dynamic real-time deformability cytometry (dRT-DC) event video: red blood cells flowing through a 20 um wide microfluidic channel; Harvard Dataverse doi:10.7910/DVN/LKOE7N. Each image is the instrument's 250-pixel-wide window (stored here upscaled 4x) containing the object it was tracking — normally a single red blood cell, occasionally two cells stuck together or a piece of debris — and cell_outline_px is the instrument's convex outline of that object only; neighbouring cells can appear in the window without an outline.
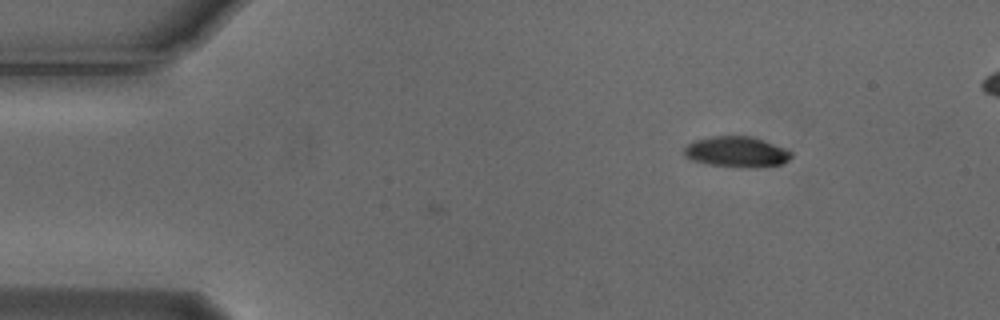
{"species": "Egyptian fruit bat (a non-hibernating species)", "species_latin": "Rousettus aegyptiacus", "temperature_condition": "cold", "stored_images_in_passage": 4, "camera_frame_rate_fps": 3000, "um_per_image_px": 0.085, "animal": {"sex": "male"}, "frame": {"image": 1, "passage_image": 4, "time_ms": 1.0, "image_size_px": [1000, 320], "cell_outline_px": [[792, 156], [784, 164], [748, 168], [744, 168], [708, 164], [692, 160], [684, 156], [684, 148], [688, 144], [696, 140], [712, 136], [752, 136], [764, 140], [784, 148], [792, 152]], "centroid_in_image_um": [62.62, 12.91], "position_along_channel_um": 22.4, "area_um2": 19.19}}